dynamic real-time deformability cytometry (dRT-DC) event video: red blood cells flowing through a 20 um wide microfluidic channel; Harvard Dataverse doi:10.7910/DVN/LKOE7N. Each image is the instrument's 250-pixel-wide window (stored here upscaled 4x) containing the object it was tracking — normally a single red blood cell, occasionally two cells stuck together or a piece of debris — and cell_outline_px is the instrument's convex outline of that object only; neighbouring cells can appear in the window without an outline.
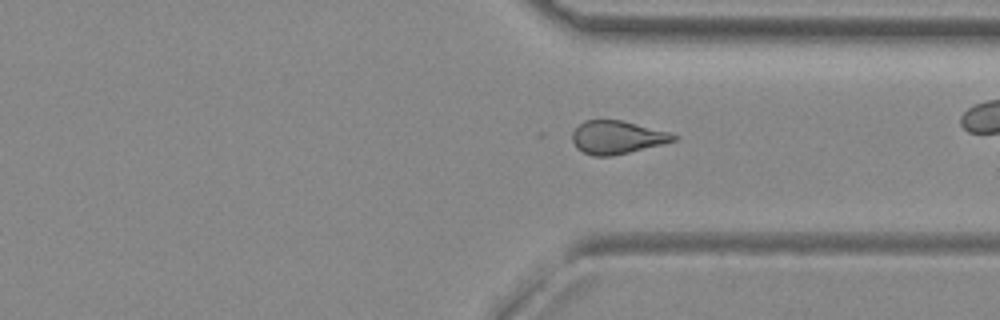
{"species": "common noctule bat (a hibernating species)", "species_latin": "Nyctalus noctula", "temperature_condition": "room temperature", "stored_images_in_passage": 30, "camera_frame_rate_fps": 3000, "um_per_image_px": 0.085, "animal": {"sex": "female", "body_mass_g": 29.2, "forearm_length_mm": 56.3}, "frame": {"image": 1, "passage_image": 23, "time_ms": 7.333, "image_size_px": [1000, 320], "cell_outline_px": [[680, 136], [676, 140], [664, 144], [612, 156], [592, 156], [576, 148], [572, 140], [572, 132], [584, 120], [620, 120], [668, 132]], "centroid_in_image_um": [52.44, 11.68], "position_along_channel_um": 359.0, "area_um2": 19.48}}